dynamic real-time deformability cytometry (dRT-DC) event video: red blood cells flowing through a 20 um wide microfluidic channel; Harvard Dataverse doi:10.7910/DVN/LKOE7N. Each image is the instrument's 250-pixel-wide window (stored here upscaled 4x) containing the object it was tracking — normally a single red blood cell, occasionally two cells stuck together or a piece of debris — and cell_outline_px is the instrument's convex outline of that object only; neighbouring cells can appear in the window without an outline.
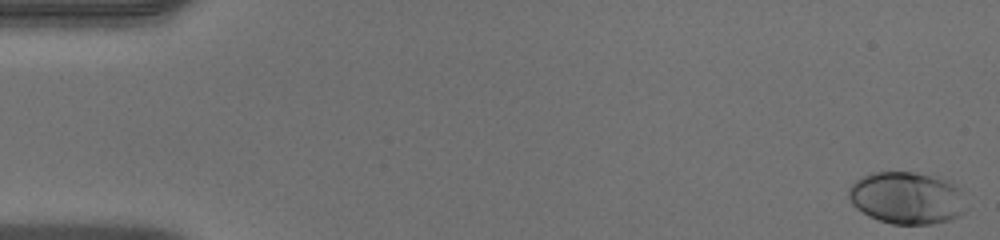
{"species": "human", "species_latin": "Homo sapiens", "temperature_condition": "warm", "stored_images_in_passage": 51, "camera_frame_rate_fps": 3000, "um_per_image_px": 0.085, "donor": {"sex": "male"}, "frame": {"image": 1, "passage_image": 1, "time_ms": 0.0, "image_size_px": [1000, 240], "cell_outline_px": [[968, 208], [960, 216], [952, 220], [932, 224], [892, 224], [868, 216], [856, 208], [852, 204], [848, 196], [848, 188], [856, 180], [872, 172], [912, 172], [944, 180], [960, 188]], "centroid_in_image_um": [77.09, 16.85], "position_along_channel_um": 7.9, "area_um2": 35.84}}
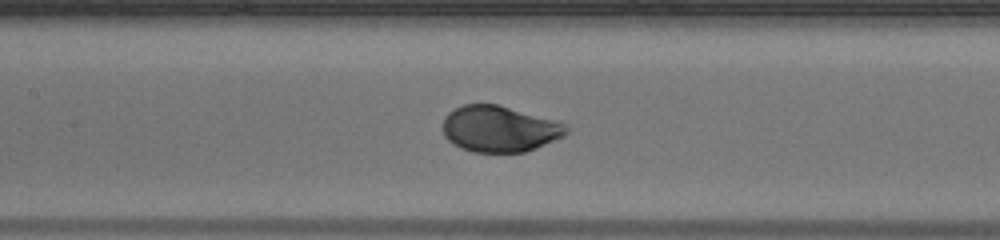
{"frame": {"image": 2, "passage_image": 24, "time_ms": 7.667, "image_size_px": [1000, 240], "cell_outline_px": [[568, 132], [564, 136], [536, 148], [524, 152], [472, 152], [460, 148], [452, 144], [444, 136], [444, 116], [448, 112], [464, 104], [496, 104], [556, 120], [564, 124], [568, 128]], "centroid_in_image_um": [42.44, 10.96], "position_along_channel_um": 165.0, "area_um2": 33.18}}
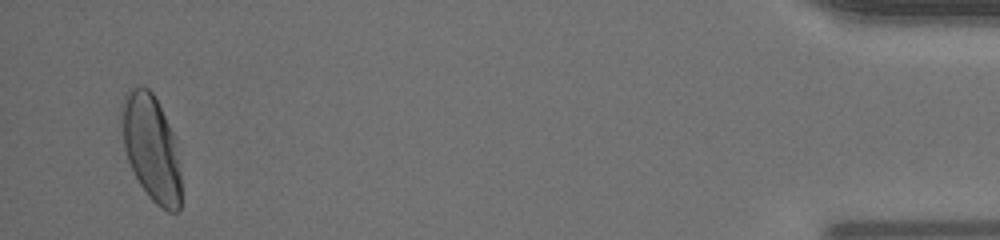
{"frame": {"image": 3, "passage_image": 49, "time_ms": 16.0, "image_size_px": [1000, 240], "cell_outline_px": [[180, 208], [176, 212], [168, 212], [160, 208], [148, 196], [140, 184], [128, 160], [124, 148], [120, 116], [120, 108], [124, 96], [128, 88], [148, 88], [152, 92], [176, 140], [180, 172]], "centroid_in_image_um": [12.84, 12.59], "position_along_channel_um": 422.4, "area_um2": 36.59}, "authors_computed_cell_mechanics": {"area_um2": 33.6396, "velocity_mm_per_s": 4.0568, "shape_relaxation_time_tau1_ms": 1.9493, "shape_relaxation_time_tau2_ms": null, "deformation_change_tau1": 0.1489, "deformation_change_tau2": null}}